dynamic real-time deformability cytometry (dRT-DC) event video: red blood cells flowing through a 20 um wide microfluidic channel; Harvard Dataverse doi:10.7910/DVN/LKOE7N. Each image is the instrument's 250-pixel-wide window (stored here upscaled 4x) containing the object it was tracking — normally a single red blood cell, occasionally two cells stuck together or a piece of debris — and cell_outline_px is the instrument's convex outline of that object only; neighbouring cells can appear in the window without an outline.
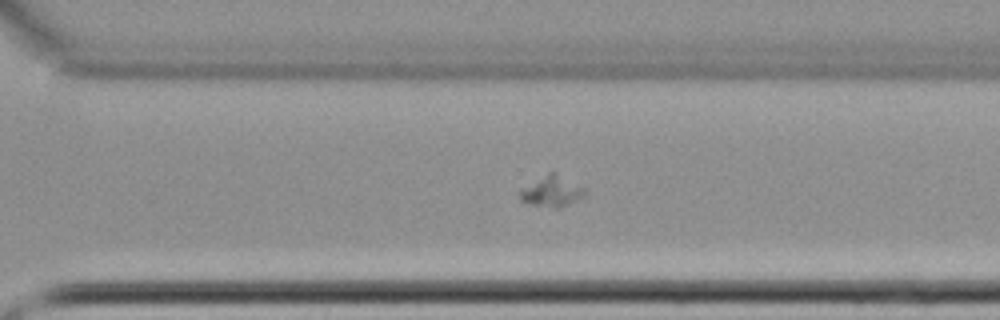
{"species": "common noctule bat (a hibernating species)", "species_latin": "Nyctalus noctula", "temperature_condition": "cold", "stored_images_in_passage": 40, "camera_frame_rate_fps": 3000, "um_per_image_px": 0.085, "animal": {"sex": "female", "body_mass_g": 22.7, "forearm_length_mm": 54.2}, "frame": {"image": 1, "passage_image": 23, "time_ms": 7.333, "image_size_px": [1000, 320], "cell_outline_px": [[588, 192], [584, 196], [560, 208], [556, 208], [532, 204], [520, 200], [520, 192], [524, 188], [548, 172], [556, 172], [584, 188]], "centroid_in_image_um": [46.95, 16.26], "position_along_channel_um": 323.7, "area_um2": 11.33}}
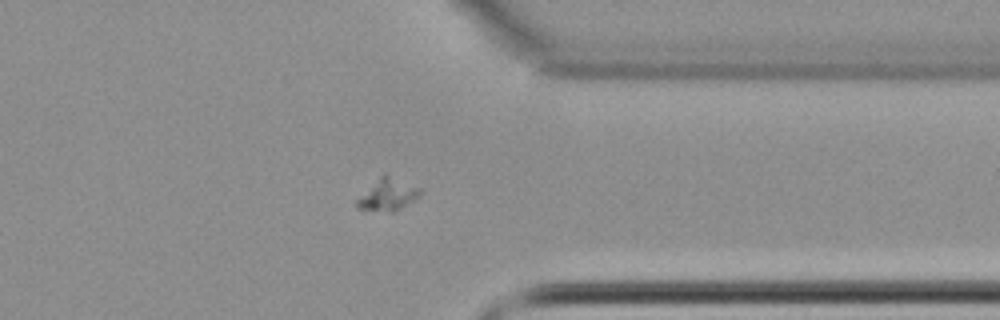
{"frame": {"image": 2, "passage_image": 28, "time_ms": 9.0, "image_size_px": [1000, 320], "cell_outline_px": [[420, 196], [392, 212], [388, 212], [356, 208], [356, 200], [384, 172], [420, 188]], "centroid_in_image_um": [32.95, 16.53], "position_along_channel_um": 378.5, "area_um2": 11.5}}
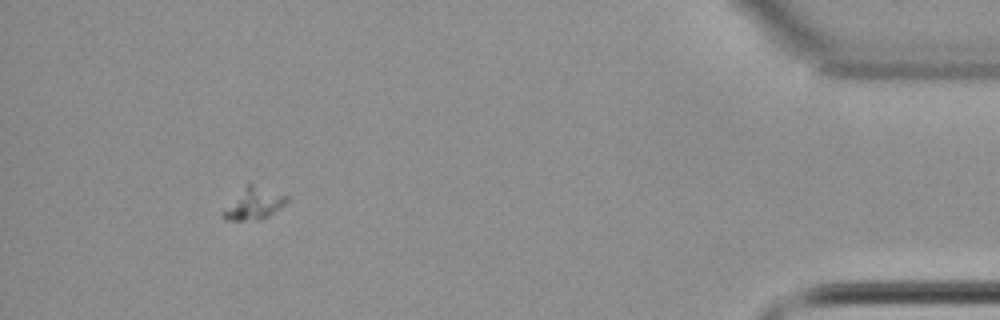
{"frame": {"image": 3, "passage_image": 36, "time_ms": 11.667, "image_size_px": [1000, 320], "cell_outline_px": [[288, 200], [280, 208], [268, 216], [260, 220], [224, 220], [224, 212], [244, 188], [248, 184], [252, 184], [288, 196]], "centroid_in_image_um": [21.65, 17.34], "position_along_channel_um": 413.6, "area_um2": 10.98}}